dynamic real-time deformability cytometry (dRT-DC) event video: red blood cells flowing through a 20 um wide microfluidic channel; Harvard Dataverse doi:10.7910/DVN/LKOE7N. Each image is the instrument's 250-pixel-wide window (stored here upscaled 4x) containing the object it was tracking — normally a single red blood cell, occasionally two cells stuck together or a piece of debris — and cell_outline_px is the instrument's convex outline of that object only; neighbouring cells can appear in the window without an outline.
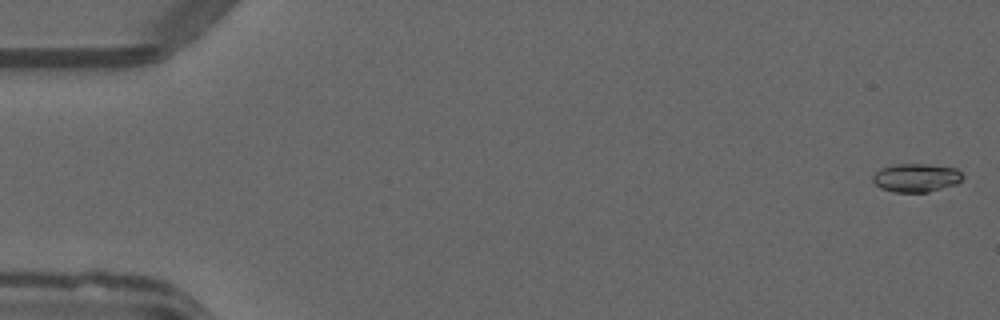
{"species": "common noctule bat (a hibernating species)", "species_latin": "Nyctalus noctula", "temperature_condition": "warm", "stored_images_in_passage": 51, "camera_frame_rate_fps": 3000, "um_per_image_px": 0.085, "animal": {"sex": "male", "forearm_length_mm": 52.5}, "frame": {"image": 1, "passage_image": 1, "time_ms": 0.0, "image_size_px": [1000, 320], "cell_outline_px": [[964, 176], [956, 184], [928, 192], [892, 192], [880, 188], [872, 180], [872, 176], [880, 168], [892, 164], [924, 164], [956, 168]], "centroid_in_image_um": [77.84, 15.11], "position_along_channel_um": 7.2, "area_um2": 14.91}}
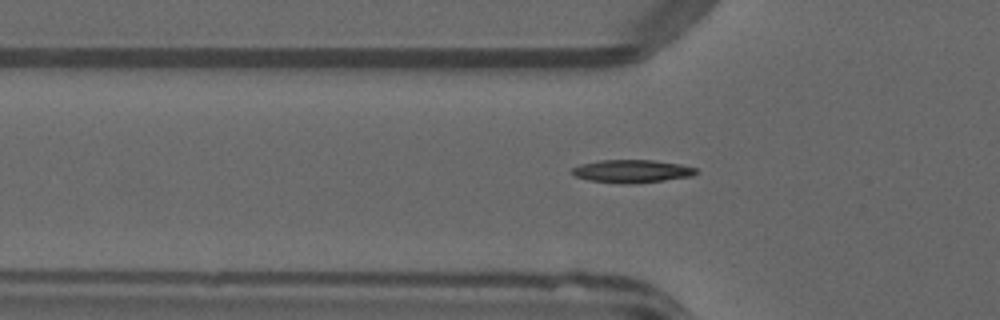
{"frame": {"image": 2, "passage_image": 17, "time_ms": 5.333, "image_size_px": [1000, 320], "cell_outline_px": [[696, 172], [692, 176], [664, 180], [632, 184], [620, 184], [588, 180], [576, 176], [568, 172], [572, 168], [580, 164], [600, 160], [652, 160], [680, 164], [696, 168]], "centroid_in_image_um": [53.65, 14.56], "position_along_channel_um": 72.1, "area_um2": 16.65}}
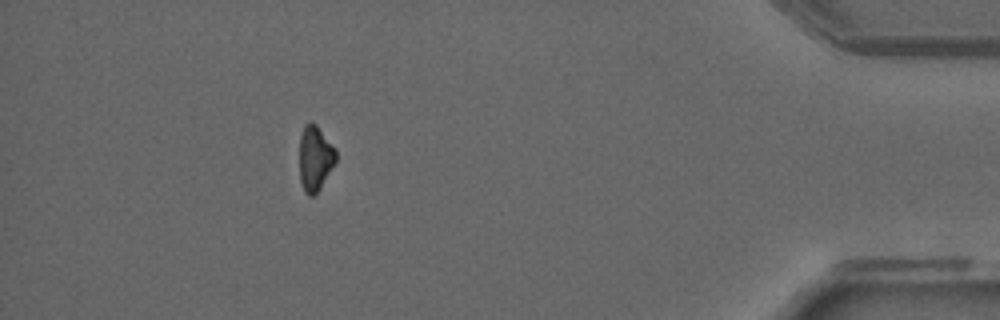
{"frame": {"image": 3, "passage_image": 46, "time_ms": 15.0, "image_size_px": [1000, 320], "cell_outline_px": [[336, 160], [320, 188], [312, 196], [308, 196], [304, 192], [300, 180], [300, 136], [304, 124], [308, 120], [312, 120], [316, 124], [336, 148]], "centroid_in_image_um": [26.77, 13.4], "position_along_channel_um": 408.4, "area_um2": 13.93}, "authors_computed_cell_mechanics": {"area_um2": 15.0858, "velocity_mm_per_s": 4.0411, "shape_relaxation_time_tau1_ms": 8.5217, "shape_relaxation_time_tau2_ms": null, "deformation_change_tau1": 0.2289, "deformation_change_tau2": null}}